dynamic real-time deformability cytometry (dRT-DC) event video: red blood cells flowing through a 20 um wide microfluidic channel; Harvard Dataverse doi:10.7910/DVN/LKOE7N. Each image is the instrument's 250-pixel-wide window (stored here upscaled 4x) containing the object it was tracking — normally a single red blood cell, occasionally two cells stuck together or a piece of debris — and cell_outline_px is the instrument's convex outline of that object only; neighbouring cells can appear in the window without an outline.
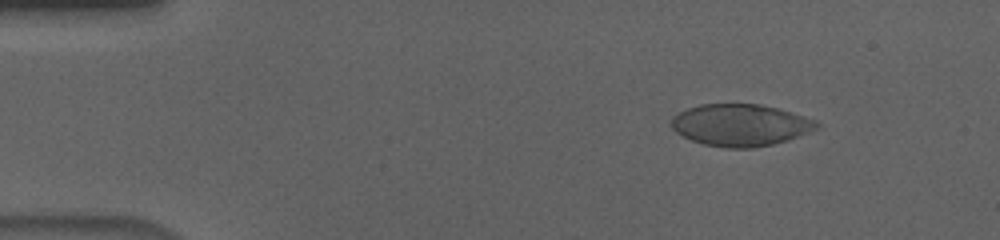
{"species": "human", "species_latin": "Homo sapiens", "temperature_condition": "cold", "stored_images_in_passage": 55, "camera_frame_rate_fps": 3000, "um_per_image_px": 0.085, "donor": {"sex": "male"}, "frame": {"image": 1, "passage_image": 7, "time_ms": 2.0, "image_size_px": [1000, 240], "cell_outline_px": [[820, 128], [788, 140], [772, 144], [752, 148], [724, 148], [704, 144], [692, 140], [676, 132], [672, 128], [672, 116], [688, 108], [700, 104], [760, 104], [776, 108], [816, 120], [820, 124]], "centroid_in_image_um": [62.95, 10.63], "position_along_channel_um": 22.1, "area_um2": 35.37}}
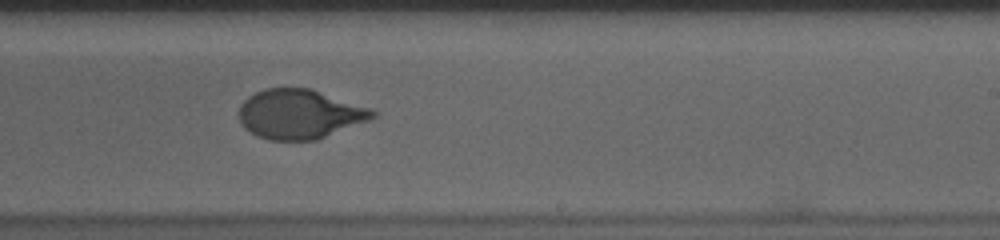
{"frame": {"image": 2, "passage_image": 34, "time_ms": 11.0, "image_size_px": [1000, 240], "cell_outline_px": [[376, 116], [368, 120], [316, 140], [268, 140], [256, 136], [244, 128], [240, 120], [240, 104], [248, 96], [264, 88], [312, 88], [372, 108], [376, 112]], "centroid_in_image_um": [25.47, 9.69], "position_along_channel_um": 263.5, "area_um2": 38.61}}
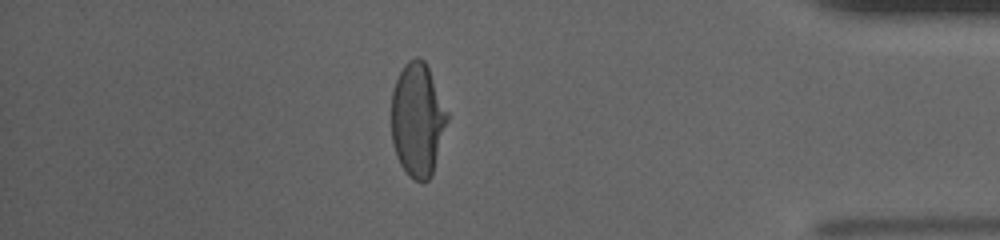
{"frame": {"image": 3, "passage_image": 48, "time_ms": 15.667, "image_size_px": [1000, 240], "cell_outline_px": [[448, 120], [432, 176], [424, 184], [412, 180], [408, 176], [400, 164], [396, 156], [392, 144], [392, 92], [396, 80], [404, 64], [408, 60], [416, 56], [424, 60], [428, 68], [448, 112]], "centroid_in_image_um": [35.49, 10.23], "position_along_channel_um": 399.7, "area_um2": 37.22}, "authors_computed_cell_mechanics": {"area_um2": 38.3792, "velocity_mm_per_s": 3.6519, "shape_relaxation_time_tau1_ms": 5.6069, "shape_relaxation_time_tau2_ms": null, "deformation_change_tau1": 0.2007, "deformation_change_tau2": null}}